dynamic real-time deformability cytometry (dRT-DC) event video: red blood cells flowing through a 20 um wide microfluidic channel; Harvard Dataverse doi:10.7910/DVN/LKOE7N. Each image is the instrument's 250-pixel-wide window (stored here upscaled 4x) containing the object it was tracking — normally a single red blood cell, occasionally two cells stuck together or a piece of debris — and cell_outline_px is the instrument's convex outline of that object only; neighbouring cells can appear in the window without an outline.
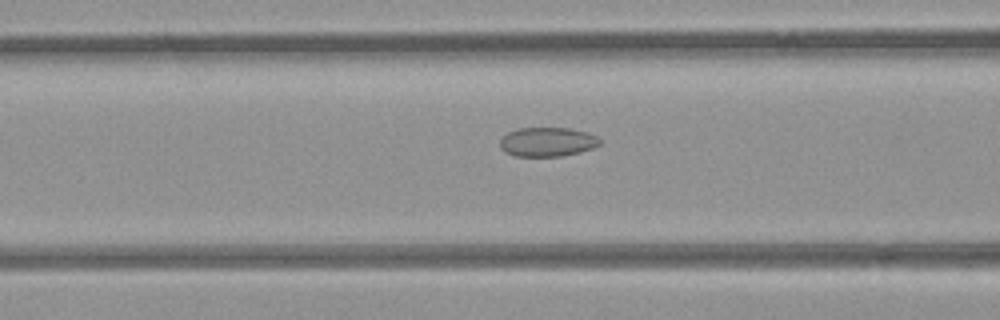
{"species": "common noctule bat (a hibernating species)", "species_latin": "Nyctalus noctula", "temperature_condition": "room temperature", "stored_images_in_passage": 35, "camera_frame_rate_fps": 3000, "um_per_image_px": 0.085, "animal": {"sex": "female", "body_mass_g": 21.9}, "frame": {"image": 1, "passage_image": 6, "time_ms": 1.667, "image_size_px": [1000, 320], "cell_outline_px": [[600, 144], [592, 148], [580, 152], [560, 156], [516, 156], [504, 152], [500, 148], [500, 140], [508, 132], [516, 128], [568, 128], [584, 132], [596, 136], [600, 140]], "centroid_in_image_um": [46.49, 12.06], "position_along_channel_um": 120.1, "area_um2": 16.88}}
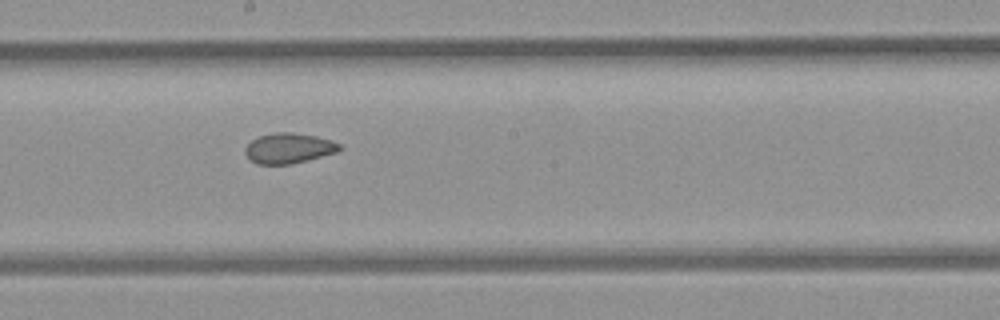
{"frame": {"image": 2, "passage_image": 14, "time_ms": 4.333, "image_size_px": [1000, 320], "cell_outline_px": [[344, 148], [336, 152], [288, 164], [256, 164], [244, 152], [244, 148], [252, 140], [260, 136], [276, 132], [292, 132], [316, 136], [332, 140], [340, 144]], "centroid_in_image_um": [24.55, 12.58], "position_along_channel_um": 223.7, "area_um2": 16.42}}
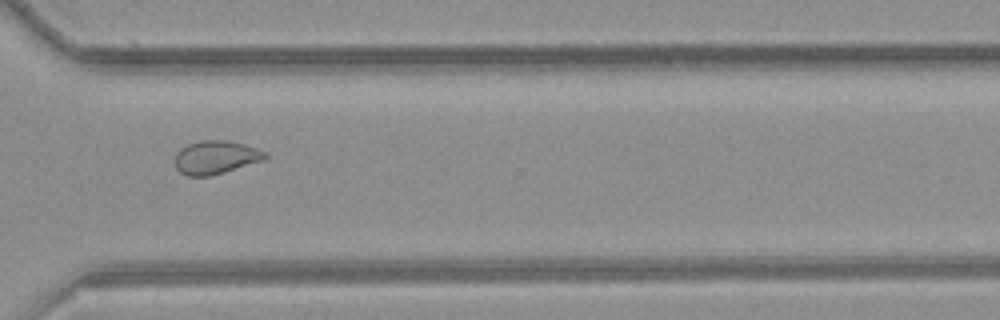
{"frame": {"image": 3, "passage_image": 24, "time_ms": 7.667, "image_size_px": [1000, 320], "cell_outline_px": [[268, 156], [260, 160], [224, 172], [208, 176], [188, 176], [180, 172], [176, 168], [176, 152], [180, 148], [188, 144], [200, 140], [228, 140], [244, 144], [268, 152]], "centroid_in_image_um": [18.31, 13.35], "position_along_channel_um": 352.3, "area_um2": 17.34}, "authors_computed_cell_mechanics": {"area_um2": 17.34, "velocity_mm_per_s": 3.8746, "shape_relaxation_time_tau1_ms": null, "shape_relaxation_time_tau2_ms": 2.7727, "deformation_change_tau1": null, "deformation_change_tau2": 0.0682}}